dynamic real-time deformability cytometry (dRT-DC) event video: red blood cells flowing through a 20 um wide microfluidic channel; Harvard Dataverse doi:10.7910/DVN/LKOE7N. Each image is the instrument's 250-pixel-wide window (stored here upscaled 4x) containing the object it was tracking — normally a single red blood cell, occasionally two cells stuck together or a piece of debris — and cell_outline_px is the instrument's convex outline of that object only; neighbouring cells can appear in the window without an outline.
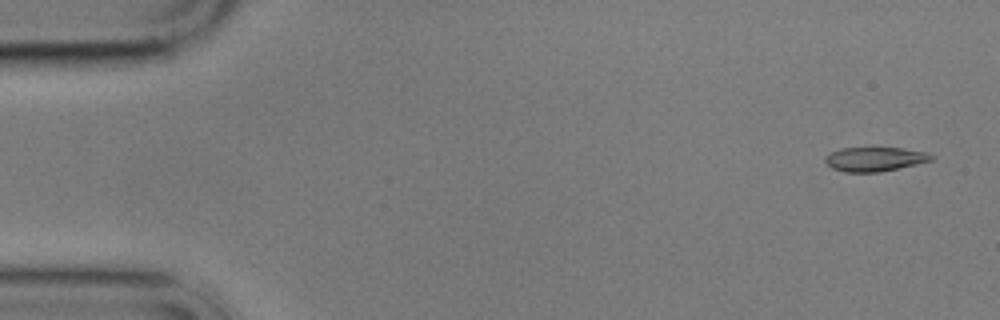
{"species": "common noctule bat (a hibernating species)", "species_latin": "Nyctalus noctula", "temperature_condition": "cold", "stored_images_in_passage": 5, "camera_frame_rate_fps": 3000, "um_per_image_px": 0.085, "animal": {"sex": "male", "body_mass_g": 17.9}, "frame": {"image": 1, "passage_image": 1, "time_ms": 0.0, "image_size_px": [1000, 320], "cell_outline_px": [[932, 160], [916, 164], [880, 172], [844, 172], [832, 168], [824, 160], [832, 152], [840, 148], [904, 148], [928, 152], [932, 156]], "centroid_in_image_um": [74.37, 13.52], "position_along_channel_um": 10.6, "area_um2": 14.8}}
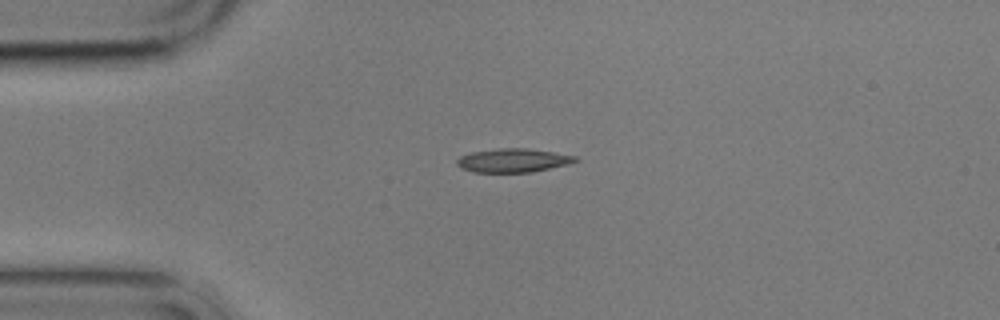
{"frame": {"image": 2, "passage_image": 4, "time_ms": 3.667, "image_size_px": [1000, 320], "cell_outline_px": [[580, 160], [568, 164], [532, 172], [472, 172], [460, 168], [456, 164], [456, 160], [460, 156], [472, 152], [500, 148], [528, 148], [576, 156]], "centroid_in_image_um": [43.59, 13.64], "position_along_channel_um": 41.4, "area_um2": 16.36}}